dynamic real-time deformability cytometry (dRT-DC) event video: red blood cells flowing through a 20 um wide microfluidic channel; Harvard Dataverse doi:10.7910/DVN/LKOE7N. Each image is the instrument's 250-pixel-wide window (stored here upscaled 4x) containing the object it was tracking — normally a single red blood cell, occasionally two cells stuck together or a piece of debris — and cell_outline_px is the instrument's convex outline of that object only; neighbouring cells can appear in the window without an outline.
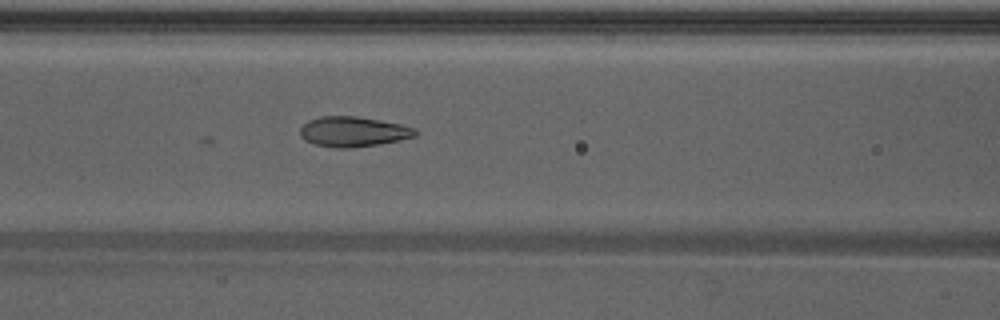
{"species": "Egyptian fruit bat (a non-hibernating species)", "species_latin": "Rousettus aegyptiacus", "temperature_condition": "warm", "stored_images_in_passage": 46, "camera_frame_rate_fps": 3000, "um_per_image_px": 0.085, "animal": {"sex": "male"}, "frame": {"image": 1, "passage_image": 19, "time_ms": 6.0, "image_size_px": [1000, 320], "cell_outline_px": [[416, 136], [400, 140], [376, 144], [348, 148], [336, 148], [312, 144], [304, 140], [300, 136], [300, 128], [308, 120], [320, 116], [356, 116], [380, 120], [400, 124], [416, 128]], "centroid_in_image_um": [29.98, 11.19], "position_along_channel_um": 136.6, "area_um2": 20.23}, "authors_computed_cell_mechanics": {"area_um2": 21.0392, "velocity_mm_per_s": 4.3063, "shape_relaxation_time_tau1_ms": null, "shape_relaxation_time_tau2_ms": 1.5898, "deformation_change_tau1": null, "deformation_change_tau2": 0.0707}}